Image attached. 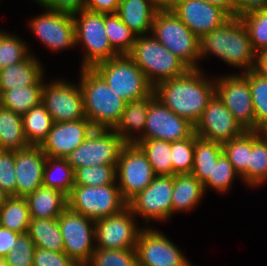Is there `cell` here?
Wrapping results in <instances>:
<instances>
[{
  "mask_svg": "<svg viewBox=\"0 0 267 266\" xmlns=\"http://www.w3.org/2000/svg\"><path fill=\"white\" fill-rule=\"evenodd\" d=\"M21 234L0 226V260H2L16 245Z\"/></svg>",
  "mask_w": 267,
  "mask_h": 266,
  "instance_id": "f5cc1de1",
  "label": "cell"
},
{
  "mask_svg": "<svg viewBox=\"0 0 267 266\" xmlns=\"http://www.w3.org/2000/svg\"><path fill=\"white\" fill-rule=\"evenodd\" d=\"M45 76L35 85L3 91L0 94V105L23 116L32 107L42 102V89Z\"/></svg>",
  "mask_w": 267,
  "mask_h": 266,
  "instance_id": "f546056e",
  "label": "cell"
},
{
  "mask_svg": "<svg viewBox=\"0 0 267 266\" xmlns=\"http://www.w3.org/2000/svg\"><path fill=\"white\" fill-rule=\"evenodd\" d=\"M158 9H171L180 0H153Z\"/></svg>",
  "mask_w": 267,
  "mask_h": 266,
  "instance_id": "9f6ffc18",
  "label": "cell"
},
{
  "mask_svg": "<svg viewBox=\"0 0 267 266\" xmlns=\"http://www.w3.org/2000/svg\"><path fill=\"white\" fill-rule=\"evenodd\" d=\"M249 81L253 108L256 117V131L267 128V78L261 77L253 70L244 73Z\"/></svg>",
  "mask_w": 267,
  "mask_h": 266,
  "instance_id": "f35d334b",
  "label": "cell"
},
{
  "mask_svg": "<svg viewBox=\"0 0 267 266\" xmlns=\"http://www.w3.org/2000/svg\"><path fill=\"white\" fill-rule=\"evenodd\" d=\"M121 0H85L84 9L103 14L117 13Z\"/></svg>",
  "mask_w": 267,
  "mask_h": 266,
  "instance_id": "f907efd6",
  "label": "cell"
},
{
  "mask_svg": "<svg viewBox=\"0 0 267 266\" xmlns=\"http://www.w3.org/2000/svg\"><path fill=\"white\" fill-rule=\"evenodd\" d=\"M238 177L240 178L234 166L222 153L218 157L217 163L213 165L212 176H209L208 181L203 185L204 191L206 193L207 189H212L219 194L228 193L227 191H230L234 180Z\"/></svg>",
  "mask_w": 267,
  "mask_h": 266,
  "instance_id": "b9f144b4",
  "label": "cell"
},
{
  "mask_svg": "<svg viewBox=\"0 0 267 266\" xmlns=\"http://www.w3.org/2000/svg\"><path fill=\"white\" fill-rule=\"evenodd\" d=\"M68 208L94 221L121 212L127 207L117 184L104 186L74 185L67 196Z\"/></svg>",
  "mask_w": 267,
  "mask_h": 266,
  "instance_id": "ba28073f",
  "label": "cell"
},
{
  "mask_svg": "<svg viewBox=\"0 0 267 266\" xmlns=\"http://www.w3.org/2000/svg\"><path fill=\"white\" fill-rule=\"evenodd\" d=\"M126 144L113 129H93L66 159L74 170L81 166L117 165Z\"/></svg>",
  "mask_w": 267,
  "mask_h": 266,
  "instance_id": "30bf717a",
  "label": "cell"
},
{
  "mask_svg": "<svg viewBox=\"0 0 267 266\" xmlns=\"http://www.w3.org/2000/svg\"><path fill=\"white\" fill-rule=\"evenodd\" d=\"M263 132L267 136V128Z\"/></svg>",
  "mask_w": 267,
  "mask_h": 266,
  "instance_id": "91938a15",
  "label": "cell"
},
{
  "mask_svg": "<svg viewBox=\"0 0 267 266\" xmlns=\"http://www.w3.org/2000/svg\"><path fill=\"white\" fill-rule=\"evenodd\" d=\"M128 55L153 87L162 81L183 76L190 69L151 34L138 36Z\"/></svg>",
  "mask_w": 267,
  "mask_h": 266,
  "instance_id": "277c9868",
  "label": "cell"
},
{
  "mask_svg": "<svg viewBox=\"0 0 267 266\" xmlns=\"http://www.w3.org/2000/svg\"><path fill=\"white\" fill-rule=\"evenodd\" d=\"M33 266H78L64 252H56L36 247Z\"/></svg>",
  "mask_w": 267,
  "mask_h": 266,
  "instance_id": "c3c4849f",
  "label": "cell"
},
{
  "mask_svg": "<svg viewBox=\"0 0 267 266\" xmlns=\"http://www.w3.org/2000/svg\"><path fill=\"white\" fill-rule=\"evenodd\" d=\"M10 196L6 193V191L0 186V207L6 202V200Z\"/></svg>",
  "mask_w": 267,
  "mask_h": 266,
  "instance_id": "6f0895ef",
  "label": "cell"
},
{
  "mask_svg": "<svg viewBox=\"0 0 267 266\" xmlns=\"http://www.w3.org/2000/svg\"><path fill=\"white\" fill-rule=\"evenodd\" d=\"M28 146L22 116L0 105V150L16 152Z\"/></svg>",
  "mask_w": 267,
  "mask_h": 266,
  "instance_id": "83f0119b",
  "label": "cell"
},
{
  "mask_svg": "<svg viewBox=\"0 0 267 266\" xmlns=\"http://www.w3.org/2000/svg\"><path fill=\"white\" fill-rule=\"evenodd\" d=\"M127 206L121 212L95 221L96 248L135 249L143 228Z\"/></svg>",
  "mask_w": 267,
  "mask_h": 266,
  "instance_id": "e0dca14e",
  "label": "cell"
},
{
  "mask_svg": "<svg viewBox=\"0 0 267 266\" xmlns=\"http://www.w3.org/2000/svg\"><path fill=\"white\" fill-rule=\"evenodd\" d=\"M74 185V169L67 159L47 156L44 166L43 186L58 189L68 196Z\"/></svg>",
  "mask_w": 267,
  "mask_h": 266,
  "instance_id": "e575fe53",
  "label": "cell"
},
{
  "mask_svg": "<svg viewBox=\"0 0 267 266\" xmlns=\"http://www.w3.org/2000/svg\"><path fill=\"white\" fill-rule=\"evenodd\" d=\"M146 154L134 144L127 143L121 150L116 165V183L123 199L128 203L154 179Z\"/></svg>",
  "mask_w": 267,
  "mask_h": 266,
  "instance_id": "4fadbf2b",
  "label": "cell"
},
{
  "mask_svg": "<svg viewBox=\"0 0 267 266\" xmlns=\"http://www.w3.org/2000/svg\"><path fill=\"white\" fill-rule=\"evenodd\" d=\"M93 69L126 102L141 99L154 90L145 74L128 54L117 55L95 65Z\"/></svg>",
  "mask_w": 267,
  "mask_h": 266,
  "instance_id": "8992f818",
  "label": "cell"
},
{
  "mask_svg": "<svg viewBox=\"0 0 267 266\" xmlns=\"http://www.w3.org/2000/svg\"><path fill=\"white\" fill-rule=\"evenodd\" d=\"M76 46L81 45L82 61L79 68L95 65L119 55L111 46L105 32V14L82 9L73 15Z\"/></svg>",
  "mask_w": 267,
  "mask_h": 266,
  "instance_id": "52a82bcc",
  "label": "cell"
},
{
  "mask_svg": "<svg viewBox=\"0 0 267 266\" xmlns=\"http://www.w3.org/2000/svg\"><path fill=\"white\" fill-rule=\"evenodd\" d=\"M85 266H138L136 249L95 248Z\"/></svg>",
  "mask_w": 267,
  "mask_h": 266,
  "instance_id": "7bdbcfd3",
  "label": "cell"
},
{
  "mask_svg": "<svg viewBox=\"0 0 267 266\" xmlns=\"http://www.w3.org/2000/svg\"><path fill=\"white\" fill-rule=\"evenodd\" d=\"M93 129L94 127L87 118L68 122H54L40 148L48 157L67 158L84 142Z\"/></svg>",
  "mask_w": 267,
  "mask_h": 266,
  "instance_id": "44dd1931",
  "label": "cell"
},
{
  "mask_svg": "<svg viewBox=\"0 0 267 266\" xmlns=\"http://www.w3.org/2000/svg\"><path fill=\"white\" fill-rule=\"evenodd\" d=\"M244 132L216 94L194 125V133L198 137L220 144L238 138Z\"/></svg>",
  "mask_w": 267,
  "mask_h": 266,
  "instance_id": "d6986e66",
  "label": "cell"
},
{
  "mask_svg": "<svg viewBox=\"0 0 267 266\" xmlns=\"http://www.w3.org/2000/svg\"><path fill=\"white\" fill-rule=\"evenodd\" d=\"M197 137L193 133L183 140L171 142L172 176L176 174H191L194 164V140Z\"/></svg>",
  "mask_w": 267,
  "mask_h": 266,
  "instance_id": "ee69618b",
  "label": "cell"
},
{
  "mask_svg": "<svg viewBox=\"0 0 267 266\" xmlns=\"http://www.w3.org/2000/svg\"><path fill=\"white\" fill-rule=\"evenodd\" d=\"M267 9V0H236V17Z\"/></svg>",
  "mask_w": 267,
  "mask_h": 266,
  "instance_id": "816d5d0a",
  "label": "cell"
},
{
  "mask_svg": "<svg viewBox=\"0 0 267 266\" xmlns=\"http://www.w3.org/2000/svg\"><path fill=\"white\" fill-rule=\"evenodd\" d=\"M27 234L36 247L63 252L64 243L57 218H31Z\"/></svg>",
  "mask_w": 267,
  "mask_h": 266,
  "instance_id": "f1b7e54d",
  "label": "cell"
},
{
  "mask_svg": "<svg viewBox=\"0 0 267 266\" xmlns=\"http://www.w3.org/2000/svg\"><path fill=\"white\" fill-rule=\"evenodd\" d=\"M15 152L0 150V186L9 196H16Z\"/></svg>",
  "mask_w": 267,
  "mask_h": 266,
  "instance_id": "7dc6e473",
  "label": "cell"
},
{
  "mask_svg": "<svg viewBox=\"0 0 267 266\" xmlns=\"http://www.w3.org/2000/svg\"><path fill=\"white\" fill-rule=\"evenodd\" d=\"M253 71L259 76L267 78V49L256 52Z\"/></svg>",
  "mask_w": 267,
  "mask_h": 266,
  "instance_id": "db71d44e",
  "label": "cell"
},
{
  "mask_svg": "<svg viewBox=\"0 0 267 266\" xmlns=\"http://www.w3.org/2000/svg\"><path fill=\"white\" fill-rule=\"evenodd\" d=\"M215 94L244 131H256L251 90L244 73H226L215 77Z\"/></svg>",
  "mask_w": 267,
  "mask_h": 266,
  "instance_id": "9c48e42d",
  "label": "cell"
},
{
  "mask_svg": "<svg viewBox=\"0 0 267 266\" xmlns=\"http://www.w3.org/2000/svg\"><path fill=\"white\" fill-rule=\"evenodd\" d=\"M38 6L51 11L75 15L84 9L85 0H32Z\"/></svg>",
  "mask_w": 267,
  "mask_h": 266,
  "instance_id": "681fc988",
  "label": "cell"
},
{
  "mask_svg": "<svg viewBox=\"0 0 267 266\" xmlns=\"http://www.w3.org/2000/svg\"><path fill=\"white\" fill-rule=\"evenodd\" d=\"M16 246L2 259L5 266H33L35 244L27 233L21 234Z\"/></svg>",
  "mask_w": 267,
  "mask_h": 266,
  "instance_id": "bcb514c9",
  "label": "cell"
},
{
  "mask_svg": "<svg viewBox=\"0 0 267 266\" xmlns=\"http://www.w3.org/2000/svg\"><path fill=\"white\" fill-rule=\"evenodd\" d=\"M171 10L199 39L231 18L204 0H180Z\"/></svg>",
  "mask_w": 267,
  "mask_h": 266,
  "instance_id": "ffe728a7",
  "label": "cell"
},
{
  "mask_svg": "<svg viewBox=\"0 0 267 266\" xmlns=\"http://www.w3.org/2000/svg\"><path fill=\"white\" fill-rule=\"evenodd\" d=\"M246 26L253 49L258 52L267 49V9L241 17Z\"/></svg>",
  "mask_w": 267,
  "mask_h": 266,
  "instance_id": "f6af8a7d",
  "label": "cell"
},
{
  "mask_svg": "<svg viewBox=\"0 0 267 266\" xmlns=\"http://www.w3.org/2000/svg\"><path fill=\"white\" fill-rule=\"evenodd\" d=\"M46 160L40 146L29 145L15 152L16 197H26L43 185Z\"/></svg>",
  "mask_w": 267,
  "mask_h": 266,
  "instance_id": "7402d4cb",
  "label": "cell"
},
{
  "mask_svg": "<svg viewBox=\"0 0 267 266\" xmlns=\"http://www.w3.org/2000/svg\"><path fill=\"white\" fill-rule=\"evenodd\" d=\"M33 52L23 61L0 69V94L3 91L37 84L44 76L45 68Z\"/></svg>",
  "mask_w": 267,
  "mask_h": 266,
  "instance_id": "cb8c5ba5",
  "label": "cell"
},
{
  "mask_svg": "<svg viewBox=\"0 0 267 266\" xmlns=\"http://www.w3.org/2000/svg\"><path fill=\"white\" fill-rule=\"evenodd\" d=\"M143 227L138 235V266H190L191 261L161 230Z\"/></svg>",
  "mask_w": 267,
  "mask_h": 266,
  "instance_id": "9a60e30c",
  "label": "cell"
},
{
  "mask_svg": "<svg viewBox=\"0 0 267 266\" xmlns=\"http://www.w3.org/2000/svg\"><path fill=\"white\" fill-rule=\"evenodd\" d=\"M57 219L64 243L63 252L78 266H85L96 248L95 221L68 207Z\"/></svg>",
  "mask_w": 267,
  "mask_h": 266,
  "instance_id": "8fae6325",
  "label": "cell"
},
{
  "mask_svg": "<svg viewBox=\"0 0 267 266\" xmlns=\"http://www.w3.org/2000/svg\"><path fill=\"white\" fill-rule=\"evenodd\" d=\"M193 133L194 125L189 120L175 114L155 97L148 107L144 134L139 139L173 142L190 137Z\"/></svg>",
  "mask_w": 267,
  "mask_h": 266,
  "instance_id": "ac0fdd59",
  "label": "cell"
},
{
  "mask_svg": "<svg viewBox=\"0 0 267 266\" xmlns=\"http://www.w3.org/2000/svg\"><path fill=\"white\" fill-rule=\"evenodd\" d=\"M105 32L112 48L119 55L131 52L137 37L116 13L105 14Z\"/></svg>",
  "mask_w": 267,
  "mask_h": 266,
  "instance_id": "74e56055",
  "label": "cell"
},
{
  "mask_svg": "<svg viewBox=\"0 0 267 266\" xmlns=\"http://www.w3.org/2000/svg\"><path fill=\"white\" fill-rule=\"evenodd\" d=\"M29 46L16 34L0 30V69L25 60L30 54Z\"/></svg>",
  "mask_w": 267,
  "mask_h": 266,
  "instance_id": "ab89813d",
  "label": "cell"
},
{
  "mask_svg": "<svg viewBox=\"0 0 267 266\" xmlns=\"http://www.w3.org/2000/svg\"><path fill=\"white\" fill-rule=\"evenodd\" d=\"M31 218L48 219L58 218L68 207L67 195L62 191L40 186L25 197Z\"/></svg>",
  "mask_w": 267,
  "mask_h": 266,
  "instance_id": "484cf974",
  "label": "cell"
},
{
  "mask_svg": "<svg viewBox=\"0 0 267 266\" xmlns=\"http://www.w3.org/2000/svg\"><path fill=\"white\" fill-rule=\"evenodd\" d=\"M42 103L54 122H68L85 119V108L79 84L63 78L44 81Z\"/></svg>",
  "mask_w": 267,
  "mask_h": 266,
  "instance_id": "5bb4252c",
  "label": "cell"
},
{
  "mask_svg": "<svg viewBox=\"0 0 267 266\" xmlns=\"http://www.w3.org/2000/svg\"><path fill=\"white\" fill-rule=\"evenodd\" d=\"M204 72L189 69L183 76L158 83L154 87L156 98L195 125L215 95V77H208Z\"/></svg>",
  "mask_w": 267,
  "mask_h": 266,
  "instance_id": "6da1fadb",
  "label": "cell"
},
{
  "mask_svg": "<svg viewBox=\"0 0 267 266\" xmlns=\"http://www.w3.org/2000/svg\"><path fill=\"white\" fill-rule=\"evenodd\" d=\"M155 97L153 90L148 96L126 102L123 115L113 129L126 143H135L144 134L148 107Z\"/></svg>",
  "mask_w": 267,
  "mask_h": 266,
  "instance_id": "603a6c76",
  "label": "cell"
},
{
  "mask_svg": "<svg viewBox=\"0 0 267 266\" xmlns=\"http://www.w3.org/2000/svg\"><path fill=\"white\" fill-rule=\"evenodd\" d=\"M23 129L29 145L40 146L52 129L53 118L41 102L23 116Z\"/></svg>",
  "mask_w": 267,
  "mask_h": 266,
  "instance_id": "d6a6232c",
  "label": "cell"
},
{
  "mask_svg": "<svg viewBox=\"0 0 267 266\" xmlns=\"http://www.w3.org/2000/svg\"><path fill=\"white\" fill-rule=\"evenodd\" d=\"M267 182V136L261 131H252V151L249 163V188Z\"/></svg>",
  "mask_w": 267,
  "mask_h": 266,
  "instance_id": "d590c367",
  "label": "cell"
},
{
  "mask_svg": "<svg viewBox=\"0 0 267 266\" xmlns=\"http://www.w3.org/2000/svg\"><path fill=\"white\" fill-rule=\"evenodd\" d=\"M223 9L230 17H236V0H204Z\"/></svg>",
  "mask_w": 267,
  "mask_h": 266,
  "instance_id": "11a10c76",
  "label": "cell"
},
{
  "mask_svg": "<svg viewBox=\"0 0 267 266\" xmlns=\"http://www.w3.org/2000/svg\"><path fill=\"white\" fill-rule=\"evenodd\" d=\"M79 81L86 118L94 129H114L126 101L118 96L93 68H80Z\"/></svg>",
  "mask_w": 267,
  "mask_h": 266,
  "instance_id": "3957f363",
  "label": "cell"
},
{
  "mask_svg": "<svg viewBox=\"0 0 267 266\" xmlns=\"http://www.w3.org/2000/svg\"><path fill=\"white\" fill-rule=\"evenodd\" d=\"M44 9L43 13L28 21L34 36L52 52L58 53L76 47L73 16Z\"/></svg>",
  "mask_w": 267,
  "mask_h": 266,
  "instance_id": "2e32d148",
  "label": "cell"
},
{
  "mask_svg": "<svg viewBox=\"0 0 267 266\" xmlns=\"http://www.w3.org/2000/svg\"><path fill=\"white\" fill-rule=\"evenodd\" d=\"M190 69L200 66V39L170 9H159L150 33Z\"/></svg>",
  "mask_w": 267,
  "mask_h": 266,
  "instance_id": "5b68a950",
  "label": "cell"
},
{
  "mask_svg": "<svg viewBox=\"0 0 267 266\" xmlns=\"http://www.w3.org/2000/svg\"><path fill=\"white\" fill-rule=\"evenodd\" d=\"M172 193L173 176L156 175L143 191L127 203V206L136 217L144 220L145 227H151L152 220L166 223L172 217Z\"/></svg>",
  "mask_w": 267,
  "mask_h": 266,
  "instance_id": "7c38bea8",
  "label": "cell"
},
{
  "mask_svg": "<svg viewBox=\"0 0 267 266\" xmlns=\"http://www.w3.org/2000/svg\"><path fill=\"white\" fill-rule=\"evenodd\" d=\"M212 55L241 73L253 70L256 51L241 18L231 17L200 39V61Z\"/></svg>",
  "mask_w": 267,
  "mask_h": 266,
  "instance_id": "7a4b0ae2",
  "label": "cell"
},
{
  "mask_svg": "<svg viewBox=\"0 0 267 266\" xmlns=\"http://www.w3.org/2000/svg\"><path fill=\"white\" fill-rule=\"evenodd\" d=\"M222 153V144L197 136L194 140V164L191 174L204 185L209 176H212L213 165Z\"/></svg>",
  "mask_w": 267,
  "mask_h": 266,
  "instance_id": "1f68e13d",
  "label": "cell"
},
{
  "mask_svg": "<svg viewBox=\"0 0 267 266\" xmlns=\"http://www.w3.org/2000/svg\"><path fill=\"white\" fill-rule=\"evenodd\" d=\"M203 184L193 174L173 176L172 215L189 213L200 204L205 196Z\"/></svg>",
  "mask_w": 267,
  "mask_h": 266,
  "instance_id": "4316f807",
  "label": "cell"
},
{
  "mask_svg": "<svg viewBox=\"0 0 267 266\" xmlns=\"http://www.w3.org/2000/svg\"><path fill=\"white\" fill-rule=\"evenodd\" d=\"M158 10L153 0H121L116 14L138 37L150 35Z\"/></svg>",
  "mask_w": 267,
  "mask_h": 266,
  "instance_id": "d4e9b609",
  "label": "cell"
},
{
  "mask_svg": "<svg viewBox=\"0 0 267 266\" xmlns=\"http://www.w3.org/2000/svg\"><path fill=\"white\" fill-rule=\"evenodd\" d=\"M222 150L235 171L240 176V181L249 188V163L252 151V131H245L241 136L222 144Z\"/></svg>",
  "mask_w": 267,
  "mask_h": 266,
  "instance_id": "4dcf8cb0",
  "label": "cell"
},
{
  "mask_svg": "<svg viewBox=\"0 0 267 266\" xmlns=\"http://www.w3.org/2000/svg\"><path fill=\"white\" fill-rule=\"evenodd\" d=\"M30 212L25 197L10 196L0 207V226L19 234L28 231Z\"/></svg>",
  "mask_w": 267,
  "mask_h": 266,
  "instance_id": "836d02e7",
  "label": "cell"
},
{
  "mask_svg": "<svg viewBox=\"0 0 267 266\" xmlns=\"http://www.w3.org/2000/svg\"><path fill=\"white\" fill-rule=\"evenodd\" d=\"M155 175H172L171 142L159 139H138Z\"/></svg>",
  "mask_w": 267,
  "mask_h": 266,
  "instance_id": "8d00e7d4",
  "label": "cell"
},
{
  "mask_svg": "<svg viewBox=\"0 0 267 266\" xmlns=\"http://www.w3.org/2000/svg\"><path fill=\"white\" fill-rule=\"evenodd\" d=\"M75 185L104 186L116 183V165L81 166L74 170Z\"/></svg>",
  "mask_w": 267,
  "mask_h": 266,
  "instance_id": "60d3db41",
  "label": "cell"
},
{
  "mask_svg": "<svg viewBox=\"0 0 267 266\" xmlns=\"http://www.w3.org/2000/svg\"><path fill=\"white\" fill-rule=\"evenodd\" d=\"M0 266H5L2 260H0Z\"/></svg>",
  "mask_w": 267,
  "mask_h": 266,
  "instance_id": "680465c9",
  "label": "cell"
}]
</instances>
